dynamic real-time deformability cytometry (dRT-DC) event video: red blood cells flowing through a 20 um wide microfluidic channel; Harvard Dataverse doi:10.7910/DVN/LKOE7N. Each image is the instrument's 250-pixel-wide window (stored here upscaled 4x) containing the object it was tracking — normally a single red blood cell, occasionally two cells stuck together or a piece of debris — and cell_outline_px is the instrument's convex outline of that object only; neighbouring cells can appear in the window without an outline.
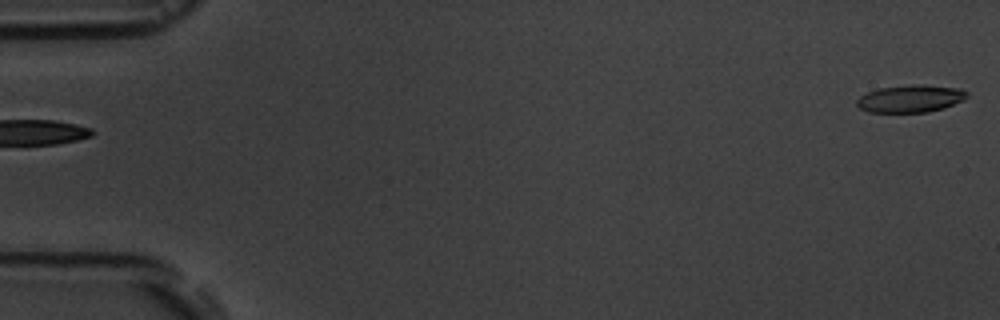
{"species": "common noctule bat (a hibernating species)", "species_latin": "Nyctalus noctula", "temperature_condition": "room temperature", "stored_images_in_passage": 3, "segment_of_instrument_passage": [2, 2], "camera_frame_rate_fps": 3000, "um_per_image_px": 0.085, "animal": {"sex": "male", "body_mass_g": 19.5, "forearm_length_mm": 54.6}, "frame": {"image": 1, "passage_image": 3, "time_ms": 2.333, "image_size_px": [1000, 320], "cell_outline_px": [[968, 96], [964, 100], [944, 108], [928, 112], [868, 112], [860, 108], [856, 104], [856, 100], [860, 96], [868, 92], [880, 88], [908, 84], [924, 84], [960, 88], [968, 92]], "centroid_in_image_um": [77.42, 8.37], "position_along_channel_um": 7.6, "area_um2": 17.8}}